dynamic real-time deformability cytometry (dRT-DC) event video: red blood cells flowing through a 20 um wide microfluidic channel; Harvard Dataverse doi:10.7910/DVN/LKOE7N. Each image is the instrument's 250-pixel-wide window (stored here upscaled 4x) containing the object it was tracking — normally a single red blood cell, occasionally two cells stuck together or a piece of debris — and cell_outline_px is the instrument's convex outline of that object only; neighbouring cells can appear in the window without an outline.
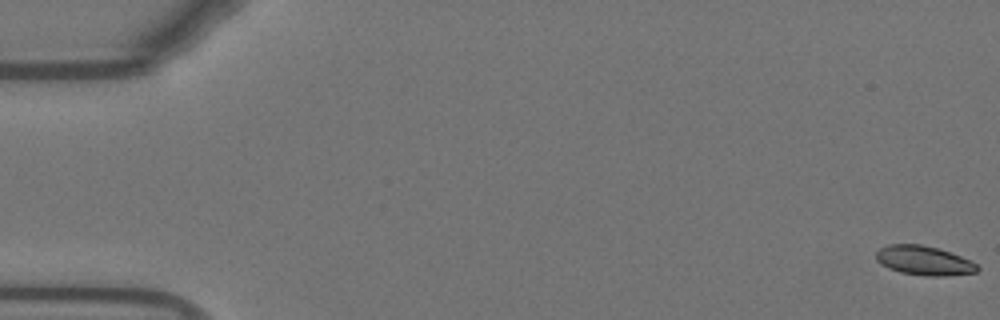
{"species": "Egyptian fruit bat (a non-hibernating species)", "species_latin": "Rousettus aegyptiacus", "temperature_condition": "warm", "stored_images_in_passage": 55, "camera_frame_rate_fps": 3000, "um_per_image_px": 0.085, "animal": {"sex": "female"}, "frame": {"image": 1, "passage_image": 1, "time_ms": 0.0, "image_size_px": [1000, 320], "cell_outline_px": [[980, 268], [976, 272], [948, 276], [924, 276], [900, 272], [888, 268], [880, 264], [876, 260], [876, 252], [880, 248], [888, 244], [920, 244], [940, 248], [972, 260]], "centroid_in_image_um": [78.55, 22.14], "position_along_channel_um": 6.5, "area_um2": 17.57}}
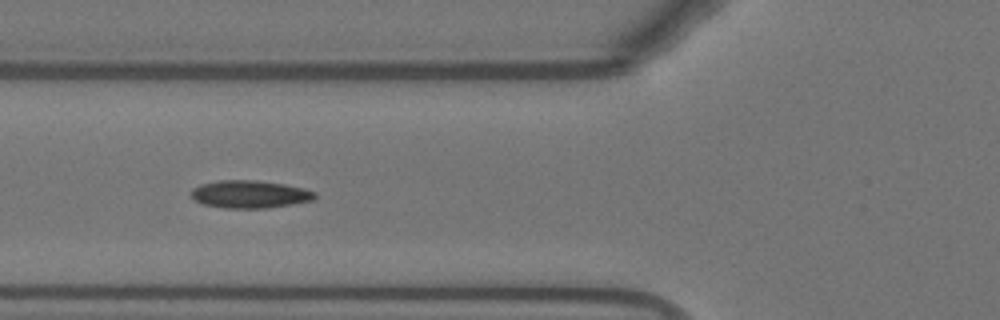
{"frame": {"image": 2, "passage_image": 21, "time_ms": 6.667, "image_size_px": [1000, 320], "cell_outline_px": [[316, 196], [312, 200], [292, 204], [264, 208], [224, 208], [204, 204], [196, 200], [192, 196], [192, 188], [200, 184], [216, 180], [256, 180], [284, 184], [304, 188], [316, 192]], "centroid_in_image_um": [21.23, 16.5], "position_along_channel_um": 104.6, "area_um2": 19.88}}
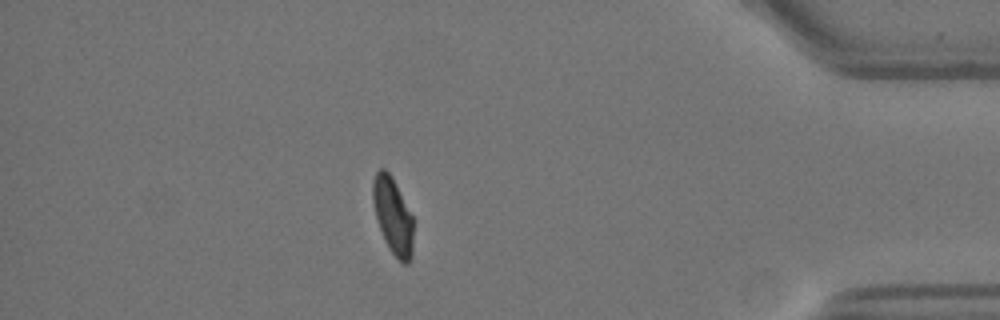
{"frame": {"image": 3, "passage_image": 48, "time_ms": 15.667, "image_size_px": [1000, 320], "cell_outline_px": [[412, 256], [408, 264], [404, 264], [392, 252], [384, 240], [376, 216], [372, 200], [372, 180], [376, 172], [380, 168], [384, 168], [392, 176], [412, 216]], "centroid_in_image_um": [33.37, 18.31], "position_along_channel_um": 401.8, "area_um2": 17.8}, "authors_computed_cell_mechanics": {"area_um2": 18.7272, "velocity_mm_per_s": 3.762, "shape_relaxation_time_tau1_ms": 10.4294, "shape_relaxation_time_tau2_ms": 1.8485, "deformation_change_tau1": 0.2228, "deformation_change_tau2": 0.0716}}